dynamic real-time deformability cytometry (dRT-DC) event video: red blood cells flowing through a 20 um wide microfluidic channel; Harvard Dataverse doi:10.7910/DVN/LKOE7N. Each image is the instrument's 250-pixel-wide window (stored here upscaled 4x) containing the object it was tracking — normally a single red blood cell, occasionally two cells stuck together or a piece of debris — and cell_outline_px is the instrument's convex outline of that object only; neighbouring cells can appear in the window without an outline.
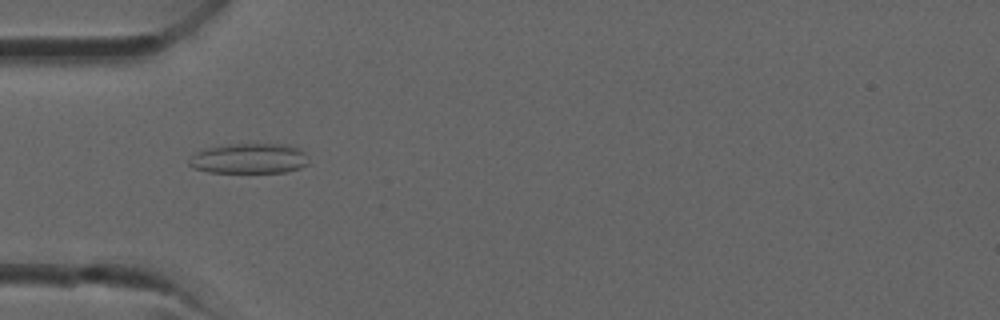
{"species": "common noctule bat (a hibernating species)", "species_latin": "Nyctalus noctula", "temperature_condition": "room temperature", "stored_images_in_passage": 33, "camera_frame_rate_fps": 3000, "um_per_image_px": 0.085, "animal": {"sex": "male", "forearm_length_mm": 52.5}, "frame": {"image": 1, "passage_image": 8, "time_ms": 2.333, "image_size_px": [1000, 320], "cell_outline_px": [[308, 164], [300, 168], [284, 172], [208, 172], [192, 168], [188, 164], [188, 160], [196, 152], [208, 148], [232, 144], [288, 144], [304, 152]], "centroid_in_image_um": [21.16, 13.48], "position_along_channel_um": 63.8, "area_um2": 20.87}}
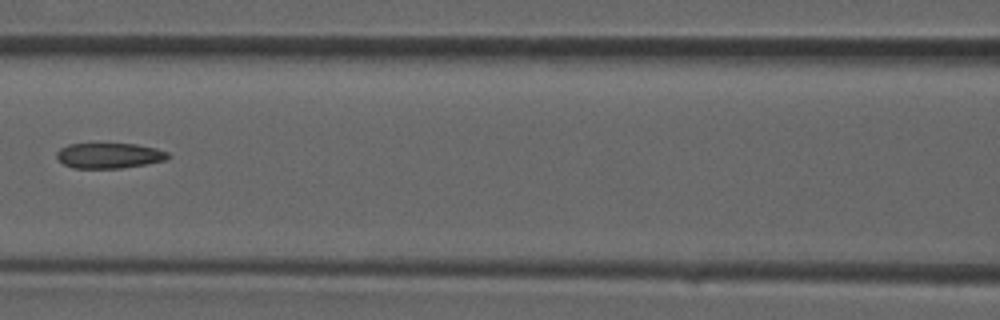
{"frame": {"image": 2, "passage_image": 13, "time_ms": 4.0, "image_size_px": [1000, 320], "cell_outline_px": [[172, 156], [168, 160], [120, 168], [72, 168], [64, 164], [56, 156], [56, 152], [60, 148], [68, 144], [136, 144], [156, 148], [168, 152]], "centroid_in_image_um": [9.31, 13.22], "position_along_channel_um": 157.3, "area_um2": 16.47}}
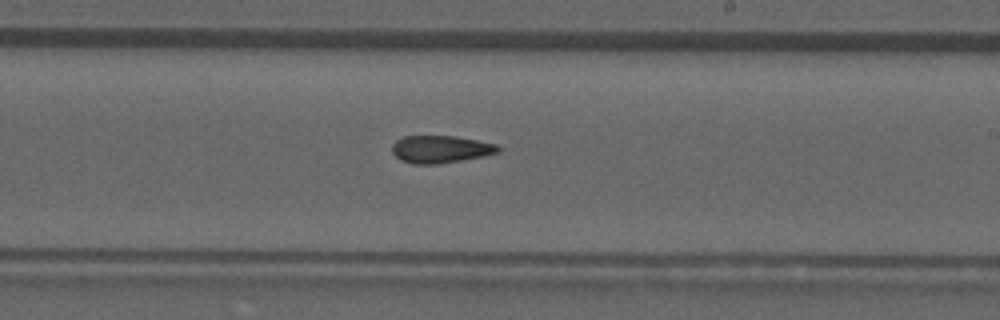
{"frame": {"image": 3, "passage_image": 18, "time_ms": 5.667, "image_size_px": [1000, 320], "cell_outline_px": [[500, 152], [484, 156], [436, 164], [412, 164], [400, 160], [392, 152], [392, 144], [396, 140], [404, 136], [456, 136], [496, 144], [500, 148]], "centroid_in_image_um": [37.43, 12.68], "position_along_channel_um": 251.6, "area_um2": 16.94}}